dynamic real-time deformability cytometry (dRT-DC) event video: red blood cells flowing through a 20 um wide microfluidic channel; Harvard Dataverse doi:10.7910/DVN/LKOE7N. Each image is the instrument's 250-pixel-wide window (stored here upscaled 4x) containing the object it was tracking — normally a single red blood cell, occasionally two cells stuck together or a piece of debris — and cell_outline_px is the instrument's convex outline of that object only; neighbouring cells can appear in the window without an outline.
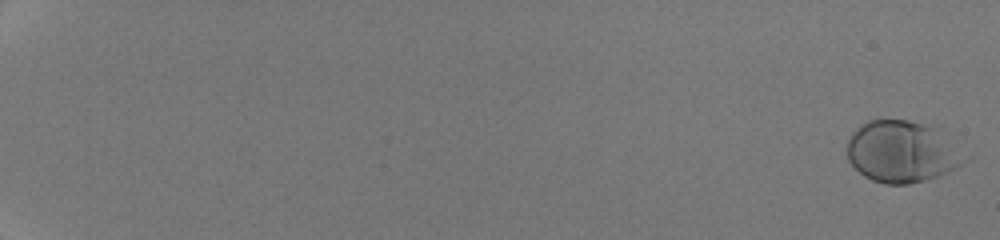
{"species": "human", "species_latin": "Homo sapiens", "temperature_condition": "room temperature", "stored_images_in_passage": 53, "camera_frame_rate_fps": 3000, "um_per_image_px": 0.085, "donor": {"sex": "male"}, "frame": {"image": 1, "passage_image": 1, "time_ms": 0.0, "image_size_px": [1000, 240], "cell_outline_px": [[964, 160], [960, 164], [948, 172], [940, 176], [908, 184], [884, 184], [872, 180], [864, 176], [848, 160], [844, 152], [844, 148], [852, 132], [868, 120], [908, 120], [920, 124], [928, 128]], "centroid_in_image_um": [76.42, 12.94], "position_along_channel_um": 8.6, "area_um2": 40.17}}
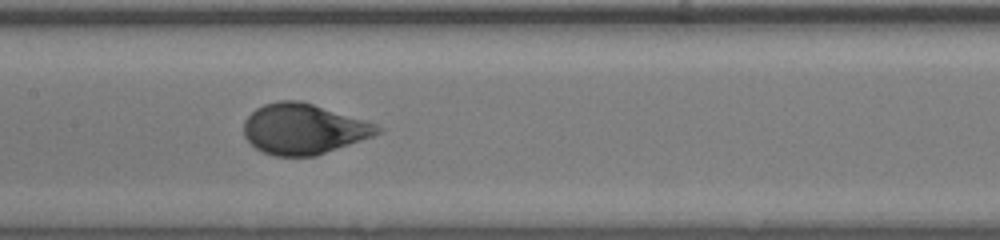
{"frame": {"image": 2, "passage_image": 31, "time_ms": 10.0, "image_size_px": [1000, 240], "cell_outline_px": [[384, 128], [380, 132], [372, 136], [316, 156], [276, 156], [264, 152], [256, 148], [244, 136], [244, 120], [256, 108], [264, 104], [276, 100], [300, 100], [364, 120], [376, 124]], "centroid_in_image_um": [25.78, 10.95], "position_along_channel_um": 181.6, "area_um2": 39.07}}
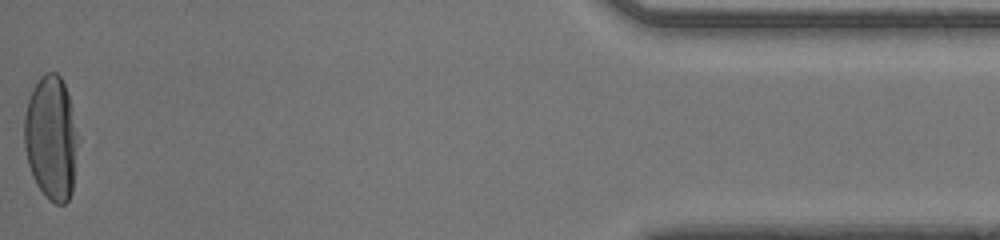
{"frame": {"image": 3, "passage_image": 53, "time_ms": 17.333, "image_size_px": [1000, 240], "cell_outline_px": [[76, 144], [72, 192], [68, 200], [64, 204], [56, 204], [48, 200], [44, 196], [36, 184], [32, 176], [28, 164], [24, 148], [24, 116], [28, 100], [32, 88], [40, 76], [44, 72], [56, 72], [60, 76], [64, 84], [68, 96], [76, 136]], "centroid_in_image_um": [4.29, 11.74], "position_along_channel_um": 430.9, "area_um2": 38.44}, "authors_computed_cell_mechanics": {"area_um2": 38.2636, "velocity_mm_per_s": 4.2786, "shape_relaxation_time_tau1_ms": 2.7461, "shape_relaxation_time_tau2_ms": null, "deformation_change_tau1": 0.1733, "deformation_change_tau2": null}}